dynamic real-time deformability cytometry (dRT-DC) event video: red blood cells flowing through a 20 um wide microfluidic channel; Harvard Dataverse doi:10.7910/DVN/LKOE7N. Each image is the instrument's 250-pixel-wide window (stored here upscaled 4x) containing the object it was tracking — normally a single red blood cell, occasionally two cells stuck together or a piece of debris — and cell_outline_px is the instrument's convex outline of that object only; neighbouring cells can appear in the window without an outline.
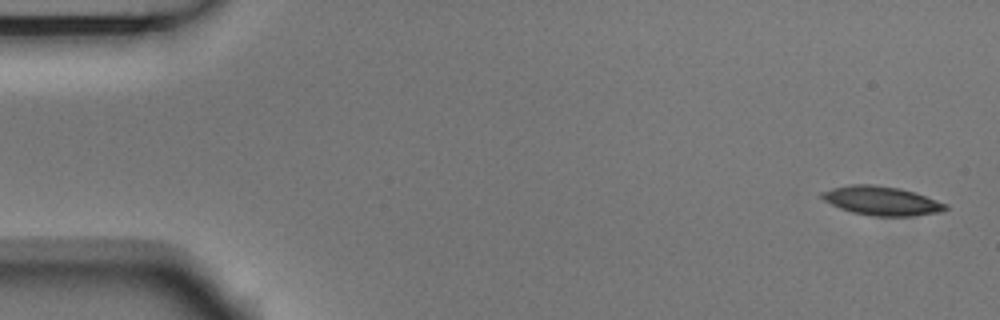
{"species": "Egyptian fruit bat (a non-hibernating species)", "species_latin": "Rousettus aegyptiacus", "temperature_condition": "room temperature", "stored_images_in_passage": 4, "camera_frame_rate_fps": 3000, "um_per_image_px": 0.085, "animal": {"sex": "male"}, "frame": {"image": 1, "passage_image": 1, "time_ms": 0.0, "image_size_px": [1000, 320], "cell_outline_px": [[948, 208], [940, 212], [908, 216], [876, 216], [852, 212], [840, 208], [824, 200], [820, 196], [820, 192], [832, 188], [852, 184], [872, 184], [900, 188], [916, 192], [948, 204]], "centroid_in_image_um": [74.95, 17.05], "position_along_channel_um": 10.1, "area_um2": 20.87}}